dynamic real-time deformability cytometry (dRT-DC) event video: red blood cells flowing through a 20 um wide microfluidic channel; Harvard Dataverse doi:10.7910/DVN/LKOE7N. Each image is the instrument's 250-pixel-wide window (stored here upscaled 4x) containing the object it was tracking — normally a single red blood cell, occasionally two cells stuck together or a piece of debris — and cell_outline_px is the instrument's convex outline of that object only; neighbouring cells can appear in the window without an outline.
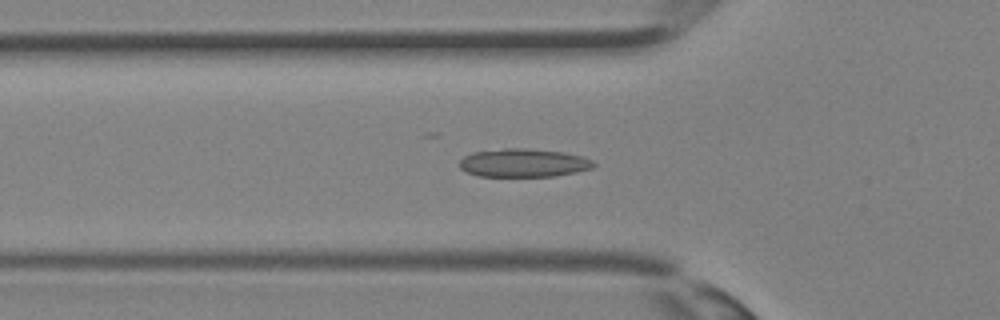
{"species": "Egyptian fruit bat (a non-hibernating species)", "species_latin": "Rousettus aegyptiacus", "temperature_condition": "room temperature", "stored_images_in_passage": 33, "segment_of_instrument_passage": [1, 2], "camera_frame_rate_fps": 3000, "um_per_image_px": 0.085, "animal": {"sex": "female"}, "frame": {"image": 1, "passage_image": 9, "time_ms": 2.667, "image_size_px": [1000, 320], "cell_outline_px": [[596, 164], [592, 168], [576, 172], [552, 176], [480, 176], [468, 172], [460, 168], [460, 160], [464, 156], [472, 152], [504, 148], [528, 148], [564, 152], [580, 156], [592, 160]], "centroid_in_image_um": [44.49, 13.83], "position_along_channel_um": 81.3, "area_um2": 22.08}}
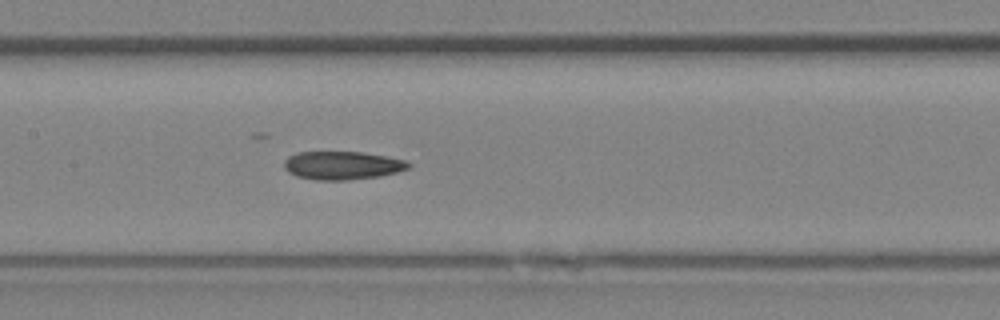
{"frame": {"image": 2, "passage_image": 14, "time_ms": 4.333, "image_size_px": [1000, 320], "cell_outline_px": [[412, 164], [408, 168], [396, 172], [380, 176], [344, 180], [316, 180], [296, 176], [288, 172], [284, 168], [284, 160], [288, 156], [296, 152], [364, 152], [388, 156], [408, 160]], "centroid_in_image_um": [29.1, 14.05], "position_along_channel_um": 178.3, "area_um2": 20.69}}
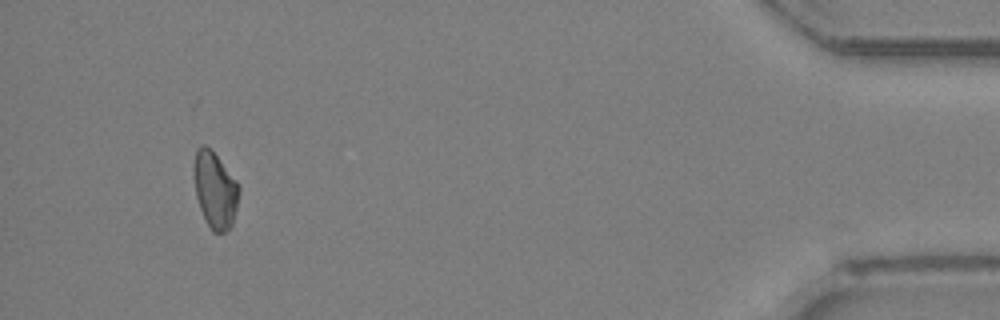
{"frame": {"image": 3, "passage_image": 30, "time_ms": 9.667, "image_size_px": [1000, 320], "cell_outline_px": [[240, 192], [232, 224], [224, 232], [212, 232], [200, 208], [196, 196], [192, 168], [196, 148], [204, 144], [216, 156], [236, 180], [240, 188]], "centroid_in_image_um": [18.25, 16.13], "position_along_channel_um": 416.9, "area_um2": 19.88}}